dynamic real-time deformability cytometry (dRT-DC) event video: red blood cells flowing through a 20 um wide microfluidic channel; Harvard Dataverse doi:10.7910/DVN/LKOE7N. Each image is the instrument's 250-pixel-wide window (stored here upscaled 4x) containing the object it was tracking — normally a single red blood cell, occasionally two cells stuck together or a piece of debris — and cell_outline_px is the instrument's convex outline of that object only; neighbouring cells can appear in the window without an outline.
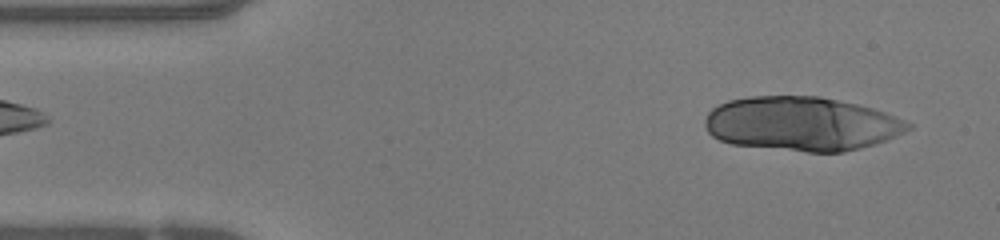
{"species": "human", "species_latin": "Homo sapiens", "temperature_condition": "warm", "stored_images_in_passage": 33, "camera_frame_rate_fps": 3000, "um_per_image_px": 0.085, "donor": {"sex": "female"}, "frame": {"image": 1, "passage_image": 2, "time_ms": 0.333, "image_size_px": [1000, 240], "cell_outline_px": [[912, 128], [888, 140], [876, 144], [844, 152], [808, 152], [732, 144], [720, 140], [712, 136], [708, 132], [704, 124], [704, 120], [708, 112], [712, 108], [728, 100], [748, 96], [820, 96], [856, 104], [872, 108], [896, 116], [912, 124]], "centroid_in_image_um": [68.14, 10.52], "position_along_channel_um": 16.9, "area_um2": 64.22}}